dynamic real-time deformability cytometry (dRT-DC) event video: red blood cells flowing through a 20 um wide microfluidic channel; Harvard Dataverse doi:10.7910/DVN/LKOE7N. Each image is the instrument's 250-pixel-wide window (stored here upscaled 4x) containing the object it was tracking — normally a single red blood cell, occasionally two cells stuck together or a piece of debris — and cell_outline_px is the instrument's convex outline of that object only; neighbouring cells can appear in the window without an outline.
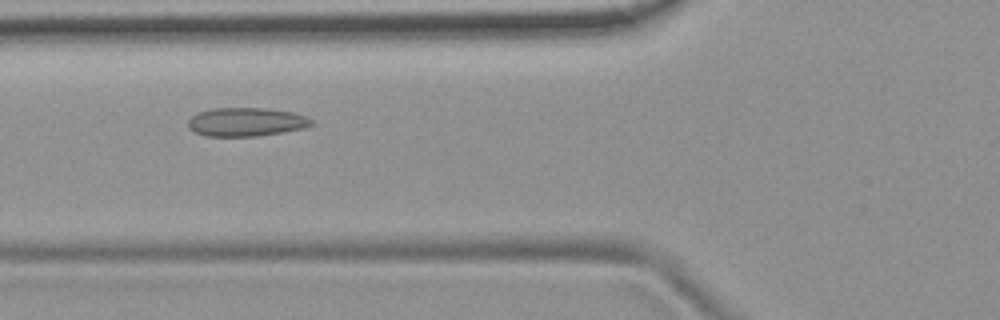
{"species": "common noctule bat (a hibernating species)", "species_latin": "Nyctalus noctula", "temperature_condition": "room temperature", "stored_images_in_passage": 46, "camera_frame_rate_fps": 3000, "um_per_image_px": 0.085, "animal": {"sex": "female", "body_mass_g": 19.9}, "frame": {"image": 1, "passage_image": 13, "time_ms": 4.0, "image_size_px": [1000, 320], "cell_outline_px": [[312, 124], [304, 128], [284, 132], [256, 136], [208, 136], [196, 132], [188, 128], [188, 120], [192, 116], [200, 112], [212, 108], [268, 108], [292, 112], [304, 116], [312, 120]], "centroid_in_image_um": [20.92, 10.36], "position_along_channel_um": 104.9, "area_um2": 20.46}}
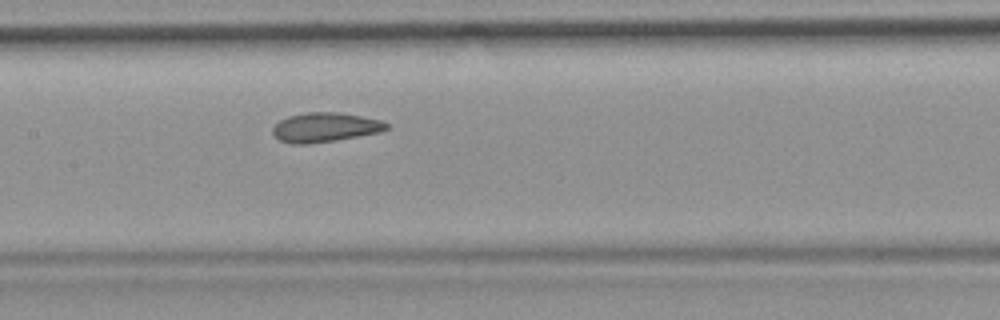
{"frame": {"image": 2, "passage_image": 19, "time_ms": 6.0, "image_size_px": [1000, 320], "cell_outline_px": [[388, 128], [380, 132], [336, 140], [308, 144], [292, 144], [280, 140], [272, 132], [272, 128], [280, 120], [288, 116], [308, 112], [336, 112], [360, 116], [380, 120], [388, 124]], "centroid_in_image_um": [27.61, 10.82], "position_along_channel_um": 179.8, "area_um2": 19.31}}
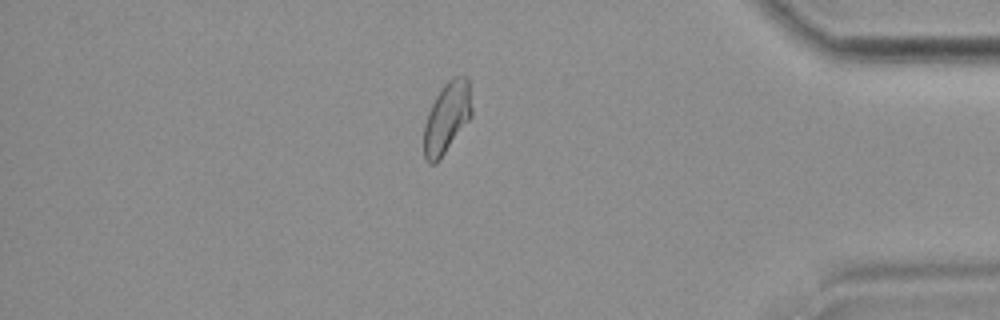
{"frame": {"image": 3, "passage_image": 39, "time_ms": 12.667, "image_size_px": [1000, 320], "cell_outline_px": [[472, 116], [440, 160], [436, 164], [428, 164], [424, 160], [424, 124], [428, 112], [440, 88], [452, 76], [468, 76], [472, 108]], "centroid_in_image_um": [37.98, 10.01], "position_along_channel_um": 397.2, "area_um2": 20.11}, "authors_computed_cell_mechanics": {"area_um2": 20.0855, "velocity_mm_per_s": 3.7336, "shape_relaxation_time_tau1_ms": 8.3603, "shape_relaxation_time_tau2_ms": 1.5382, "deformation_change_tau1": 0.1126, "deformation_change_tau2": 0.07}}